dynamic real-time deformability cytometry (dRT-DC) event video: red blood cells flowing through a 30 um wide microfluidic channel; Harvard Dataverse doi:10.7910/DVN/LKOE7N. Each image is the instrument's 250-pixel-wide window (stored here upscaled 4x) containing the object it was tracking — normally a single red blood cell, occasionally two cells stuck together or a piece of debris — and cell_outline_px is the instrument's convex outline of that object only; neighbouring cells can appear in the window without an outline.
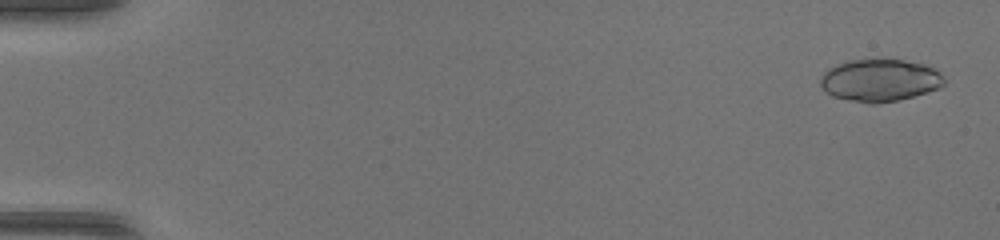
{"species": "common noctule bat (a hibernating species)", "species_latin": "Nyctalus noctula", "temperature_condition": "warm", "stored_images_in_passage": 50, "camera_frame_rate_fps": 3000, "um_per_image_px": 0.085, "animal": {"sex": "female", "body_mass_g": 17.0, "forearm_length_mm": 48.0}, "frame": {"image": 1, "passage_image": 2, "time_ms": 0.333, "image_size_px": [1000, 240], "cell_outline_px": [[944, 84], [940, 88], [928, 92], [896, 100], [872, 104], [868, 104], [848, 100], [832, 96], [820, 84], [820, 76], [828, 68], [844, 60], [900, 60], [924, 64], [940, 72], [944, 76]], "centroid_in_image_um": [74.77, 6.82], "position_along_channel_um": 10.2, "area_um2": 30.46}}
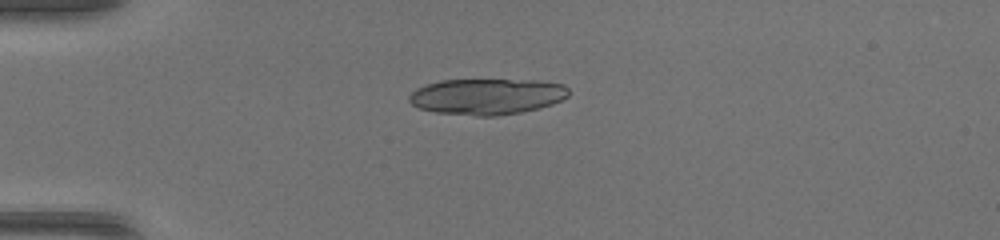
{"frame": {"image": 2, "passage_image": 14, "time_ms": 4.333, "image_size_px": [1000, 240], "cell_outline_px": [[568, 96], [552, 104], [540, 108], [520, 112], [496, 116], [476, 116], [436, 112], [420, 108], [412, 104], [408, 100], [408, 96], [416, 88], [440, 80], [540, 80], [564, 84], [568, 88]], "centroid_in_image_um": [41.4, 8.2], "position_along_channel_um": 43.6, "area_um2": 33.52}}